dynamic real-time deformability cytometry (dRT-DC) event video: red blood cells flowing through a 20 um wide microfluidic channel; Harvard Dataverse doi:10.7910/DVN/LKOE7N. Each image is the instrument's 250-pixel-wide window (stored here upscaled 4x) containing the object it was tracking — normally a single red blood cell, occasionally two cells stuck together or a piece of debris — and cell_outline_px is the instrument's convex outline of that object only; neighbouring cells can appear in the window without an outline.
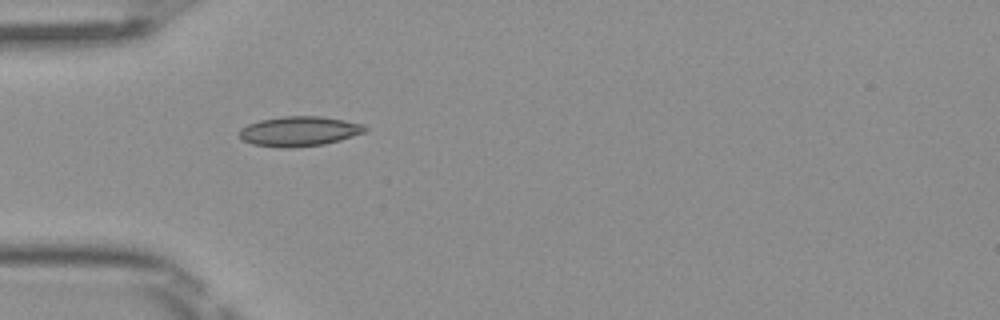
{"species": "Egyptian fruit bat (a non-hibernating species)", "species_latin": "Rousettus aegyptiacus", "temperature_condition": "room temperature", "stored_images_in_passage": 5, "camera_frame_rate_fps": 3000, "um_per_image_px": 0.085, "frame": {"image": 1, "passage_image": 4, "time_ms": 1.0, "image_size_px": [1000, 320], "cell_outline_px": [[368, 128], [364, 132], [340, 140], [324, 144], [292, 148], [280, 148], [252, 144], [244, 140], [240, 136], [240, 128], [248, 124], [260, 120], [284, 116], [320, 116], [344, 120], [364, 124]], "centroid_in_image_um": [25.43, 11.16], "position_along_channel_um": 59.6, "area_um2": 21.85}}
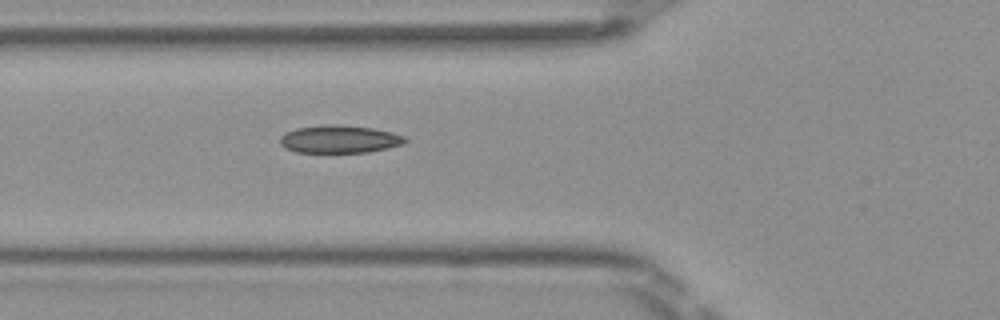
{"frame": {"image": 2, "passage_image": 5, "time_ms": 1.333, "image_size_px": [1000, 320], "cell_outline_px": [[408, 140], [404, 144], [368, 152], [296, 152], [284, 148], [280, 144], [280, 136], [284, 132], [296, 128], [324, 124], [340, 124], [372, 128], [392, 132], [404, 136]], "centroid_in_image_um": [28.83, 11.82], "position_along_channel_um": 97.0, "area_um2": 20.4}}